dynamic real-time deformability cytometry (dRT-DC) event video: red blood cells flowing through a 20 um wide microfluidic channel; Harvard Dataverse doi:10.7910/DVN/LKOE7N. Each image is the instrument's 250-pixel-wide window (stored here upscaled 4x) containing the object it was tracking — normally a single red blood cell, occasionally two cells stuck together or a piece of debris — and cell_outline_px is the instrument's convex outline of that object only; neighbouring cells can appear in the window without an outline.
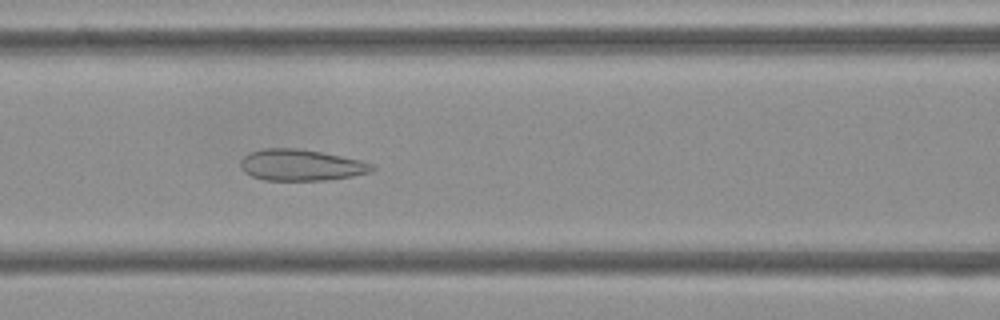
{"species": "Egyptian fruit bat (a non-hibernating species)", "species_latin": "Rousettus aegyptiacus", "temperature_condition": "cold", "stored_images_in_passage": 52, "camera_frame_rate_fps": 3000, "um_per_image_px": 0.085, "frame": {"image": 1, "passage_image": 21, "time_ms": 6.667, "image_size_px": [1000, 320], "cell_outline_px": [[376, 168], [372, 172], [352, 176], [328, 180], [264, 180], [252, 176], [244, 172], [240, 168], [240, 160], [248, 152], [264, 148], [296, 148], [320, 152], [360, 160], [372, 164]], "centroid_in_image_um": [25.56, 14.03], "position_along_channel_um": 141.0, "area_um2": 24.04}}
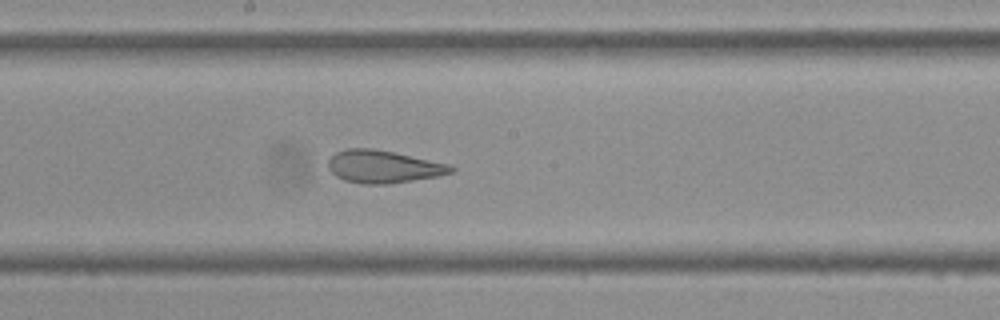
{"frame": {"image": 2, "passage_image": 27, "time_ms": 8.667, "image_size_px": [1000, 320], "cell_outline_px": [[456, 168], [452, 172], [440, 176], [388, 184], [360, 184], [344, 180], [336, 176], [328, 168], [328, 160], [336, 152], [344, 148], [372, 148], [396, 152], [452, 164]], "centroid_in_image_um": [32.61, 14.16], "position_along_channel_um": 215.6, "area_um2": 23.76}}
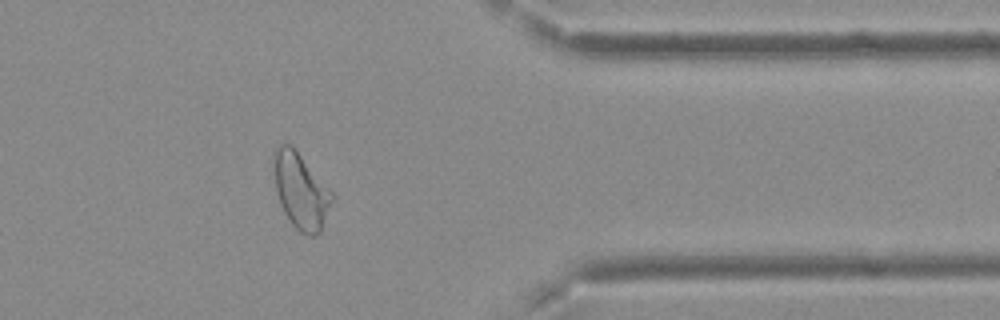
{"frame": {"image": 3, "passage_image": 42, "time_ms": 13.667, "image_size_px": [1000, 320], "cell_outline_px": [[336, 196], [320, 232], [316, 236], [308, 236], [300, 232], [292, 224], [284, 212], [276, 188], [272, 156], [272, 152], [280, 144], [292, 144]], "centroid_in_image_um": [25.59, 16.21], "position_along_channel_um": 385.8, "area_um2": 25.89}, "authors_computed_cell_mechanics": {"area_um2": 26.5591, "velocity_mm_per_s": 3.73, "shape_relaxation_time_tau1_ms": null, "shape_relaxation_time_tau2_ms": 1.228, "deformation_change_tau1": null, "deformation_change_tau2": 0.1}}